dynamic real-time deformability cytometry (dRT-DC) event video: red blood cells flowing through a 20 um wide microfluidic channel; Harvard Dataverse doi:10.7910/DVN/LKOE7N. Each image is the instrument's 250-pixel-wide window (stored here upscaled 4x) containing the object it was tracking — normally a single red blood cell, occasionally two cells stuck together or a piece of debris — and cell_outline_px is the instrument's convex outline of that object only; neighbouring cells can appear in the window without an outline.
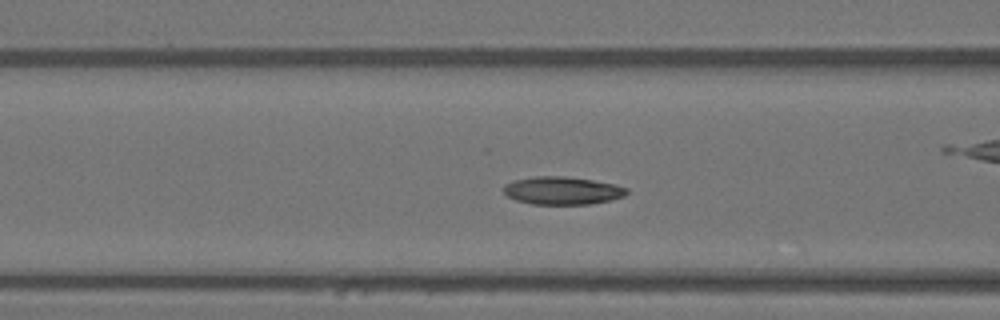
{"species": "Egyptian fruit bat (a non-hibernating species)", "species_latin": "Rousettus aegyptiacus", "temperature_condition": "warm", "stored_images_in_passage": 50, "camera_frame_rate_fps": 3000, "um_per_image_px": 0.085, "animal": {"sex": "female"}, "frame": {"image": 1, "passage_image": 18, "time_ms": 5.667, "image_size_px": [1000, 320], "cell_outline_px": [[628, 192], [624, 196], [612, 200], [592, 204], [532, 204], [516, 200], [508, 196], [504, 192], [504, 184], [512, 180], [536, 176], [560, 176], [592, 180], [616, 184], [628, 188]], "centroid_in_image_um": [47.81, 16.2], "position_along_channel_um": 118.8, "area_um2": 20.06}}
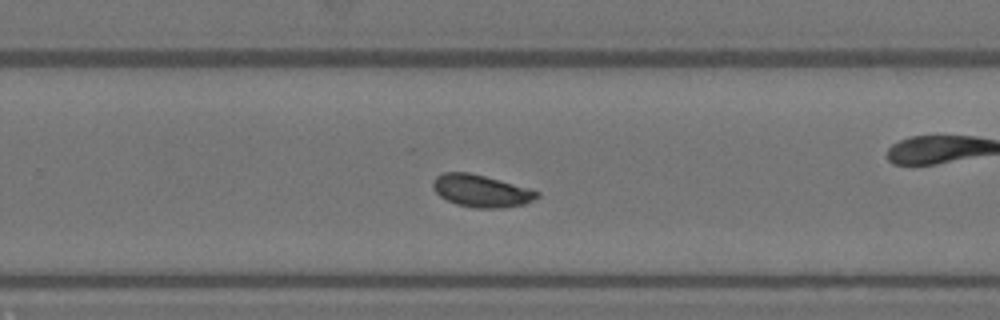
{"frame": {"image": 2, "passage_image": 31, "time_ms": 10.0, "image_size_px": [1000, 320], "cell_outline_px": [[540, 196], [524, 204], [504, 208], [476, 208], [456, 204], [440, 196], [432, 188], [432, 180], [436, 176], [444, 172], [468, 172], [532, 188], [540, 192]], "centroid_in_image_um": [40.91, 16.22], "position_along_channel_um": 288.9, "area_um2": 19.71}}
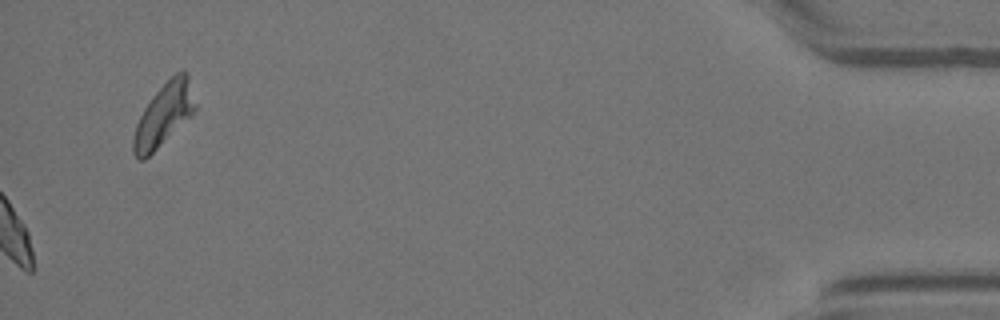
{"frame": {"image": 3, "passage_image": 50, "time_ms": 16.333, "image_size_px": [1000, 320], "cell_outline_px": [[196, 108], [144, 160], [136, 160], [132, 152], [132, 136], [136, 124], [144, 108], [152, 96], [180, 68], [184, 68], [188, 72], [196, 104]], "centroid_in_image_um": [13.89, 9.71], "position_along_channel_um": 421.3, "area_um2": 22.08}, "authors_computed_cell_mechanics": {"area_um2": 19.7387, "velocity_mm_per_s": 3.9348, "shape_relaxation_time_tau1_ms": 5.569, "shape_relaxation_time_tau2_ms": 2.6583, "deformation_change_tau1": 0.1697, "deformation_change_tau2": 0.0668}}